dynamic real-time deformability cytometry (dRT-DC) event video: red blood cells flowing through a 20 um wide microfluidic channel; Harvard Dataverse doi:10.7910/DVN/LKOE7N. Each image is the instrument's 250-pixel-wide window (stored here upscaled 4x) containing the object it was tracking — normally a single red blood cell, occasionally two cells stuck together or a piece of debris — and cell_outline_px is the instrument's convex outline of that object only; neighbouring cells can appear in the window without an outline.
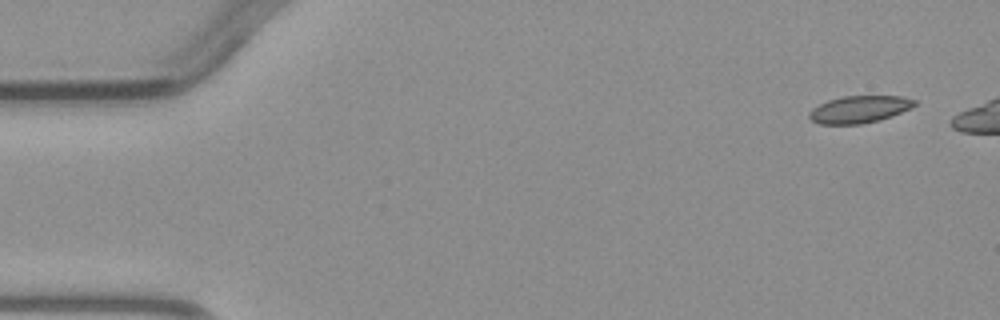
{"species": "common noctule bat (a hibernating species)", "species_latin": "Nyctalus noctula", "temperature_condition": "warm", "stored_images_in_passage": 9, "camera_frame_rate_fps": 3000, "um_per_image_px": 0.085, "animal": {"sex": "male", "body_mass_g": 23.1, "forearm_length_mm": 52.7}, "frame": {"image": 1, "passage_image": 1, "time_ms": 0.0, "image_size_px": [1000, 320], "cell_outline_px": [[916, 104], [912, 108], [892, 116], [880, 120], [860, 124], [820, 124], [812, 120], [808, 116], [808, 112], [812, 108], [828, 100], [844, 96], [900, 96], [916, 100]], "centroid_in_image_um": [73.05, 9.29], "position_along_channel_um": 12.0, "area_um2": 16.7}}
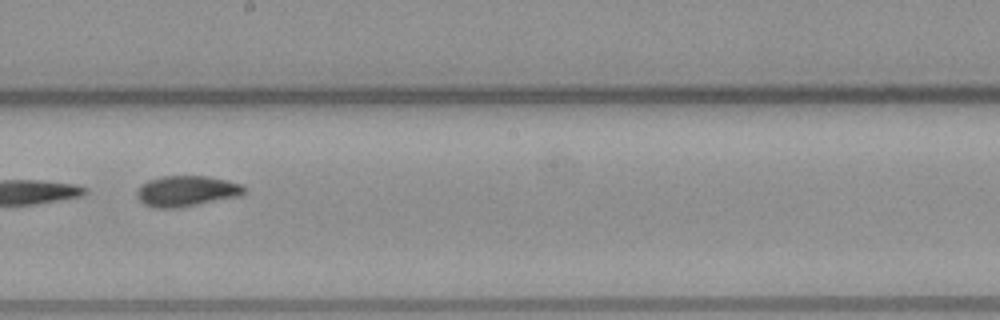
{"frame": {"image": 2, "passage_image": 8, "time_ms": 10.0, "image_size_px": [1000, 320], "cell_outline_px": [[244, 192], [240, 196], [180, 208], [156, 208], [144, 204], [136, 196], [136, 192], [148, 180], [164, 176], [208, 176], [240, 184], [244, 188]], "centroid_in_image_um": [15.84, 16.25], "position_along_channel_um": 232.4, "area_um2": 19.02}}
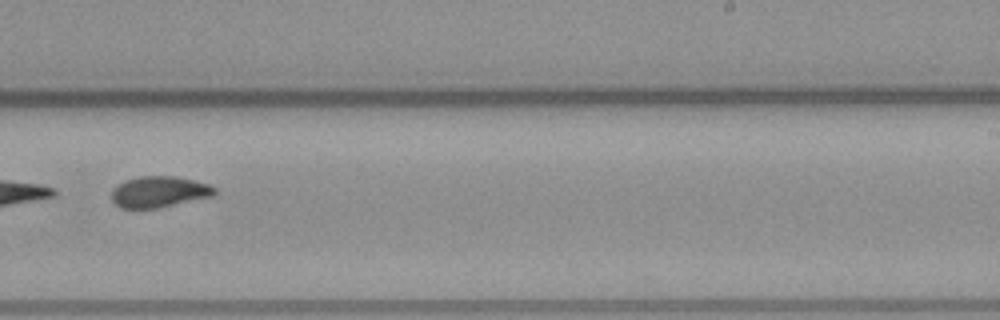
{"frame": {"image": 3, "passage_image": 9, "time_ms": 11.0, "image_size_px": [1000, 320], "cell_outline_px": [[216, 192], [212, 196], [160, 208], [120, 208], [112, 200], [112, 192], [124, 180], [140, 176], [176, 176], [208, 184], [216, 188]], "centroid_in_image_um": [13.54, 16.31], "position_along_channel_um": 275.5, "area_um2": 18.55}}